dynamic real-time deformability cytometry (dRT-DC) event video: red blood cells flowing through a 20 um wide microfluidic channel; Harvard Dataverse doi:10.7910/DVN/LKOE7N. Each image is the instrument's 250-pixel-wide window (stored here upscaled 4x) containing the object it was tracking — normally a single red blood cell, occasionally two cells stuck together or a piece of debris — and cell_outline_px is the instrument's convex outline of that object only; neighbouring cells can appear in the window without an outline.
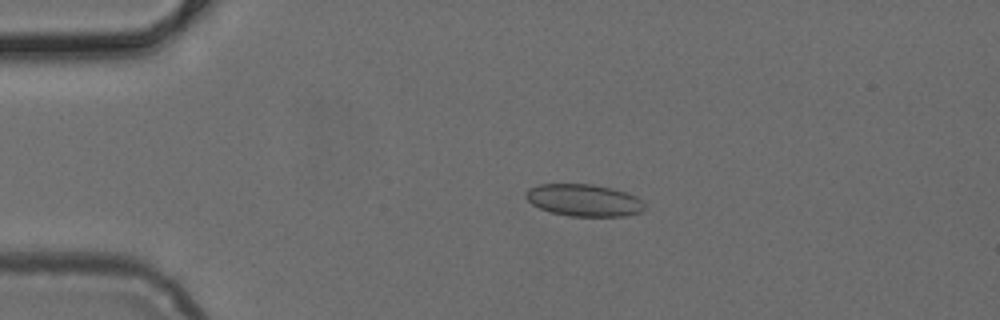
{"species": "common noctule bat (a hibernating species)", "species_latin": "Nyctalus noctula", "temperature_condition": "cold", "stored_images_in_passage": 47, "camera_frame_rate_fps": 3000, "um_per_image_px": 0.085, "animal": {"sex": "female", "body_mass_g": 24.6, "forearm_length_mm": 56.2}, "frame": {"image": 1, "passage_image": 8, "time_ms": 2.333, "image_size_px": [1000, 320], "cell_outline_px": [[644, 208], [640, 212], [624, 216], [568, 216], [552, 212], [540, 208], [532, 204], [524, 196], [528, 188], [540, 184], [592, 184], [612, 188], [636, 196], [644, 204]], "centroid_in_image_um": [49.6, 17.01], "position_along_channel_um": 35.4, "area_um2": 22.08}}
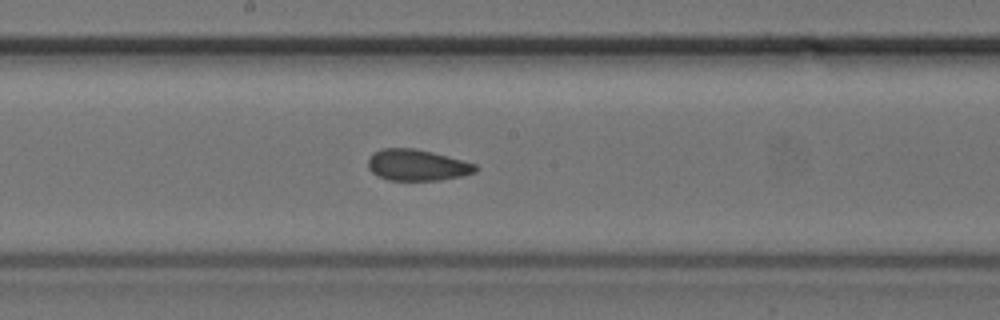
{"frame": {"image": 2, "passage_image": 24, "time_ms": 7.667, "image_size_px": [1000, 320], "cell_outline_px": [[480, 168], [476, 172], [464, 176], [440, 180], [388, 180], [376, 176], [368, 168], [368, 160], [372, 152], [380, 148], [412, 148], [432, 152], [476, 164]], "centroid_in_image_um": [35.44, 14.04], "position_along_channel_um": 212.8, "area_um2": 19.77}}
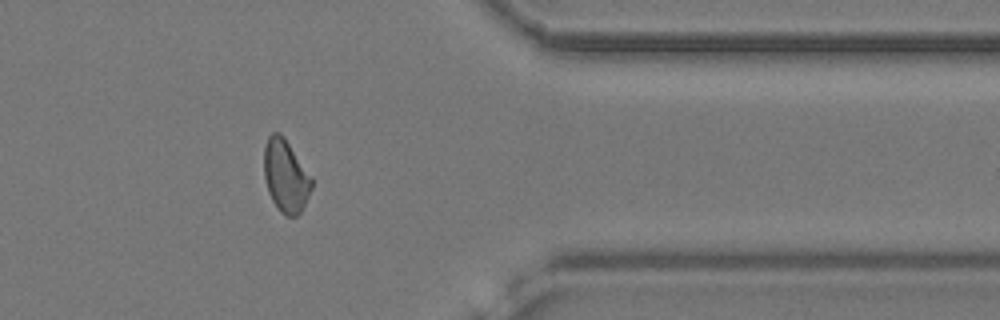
{"frame": {"image": 3, "passage_image": 38, "time_ms": 12.333, "image_size_px": [1000, 320], "cell_outline_px": [[312, 188], [300, 212], [296, 216], [284, 216], [280, 212], [272, 200], [268, 192], [264, 176], [264, 148], [268, 136], [272, 132], [280, 132], [284, 136], [312, 176]], "centroid_in_image_um": [24.28, 14.93], "position_along_channel_um": 387.1, "area_um2": 20.29}}